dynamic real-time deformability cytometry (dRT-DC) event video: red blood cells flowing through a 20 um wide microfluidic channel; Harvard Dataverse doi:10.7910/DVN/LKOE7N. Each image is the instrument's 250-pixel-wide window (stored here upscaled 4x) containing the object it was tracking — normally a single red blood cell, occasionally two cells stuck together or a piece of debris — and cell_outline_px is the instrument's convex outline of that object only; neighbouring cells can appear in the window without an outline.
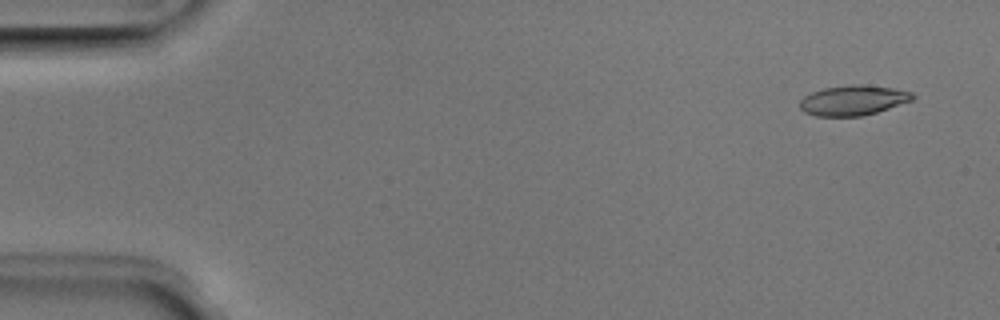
{"species": "Egyptian fruit bat (a non-hibernating species)", "species_latin": "Rousettus aegyptiacus", "temperature_condition": "room temperature", "stored_images_in_passage": 5, "camera_frame_rate_fps": 3000, "um_per_image_px": 0.085, "animal": {"sex": "male"}, "frame": {"image": 1, "passage_image": 1, "time_ms": 0.0, "image_size_px": [1000, 320], "cell_outline_px": [[916, 96], [912, 100], [876, 112], [860, 116], [816, 116], [804, 112], [800, 108], [800, 100], [804, 96], [812, 92], [824, 88], [852, 84], [860, 84], [892, 88], [912, 92]], "centroid_in_image_um": [72.5, 8.52], "position_along_channel_um": 12.5, "area_um2": 19.59}}
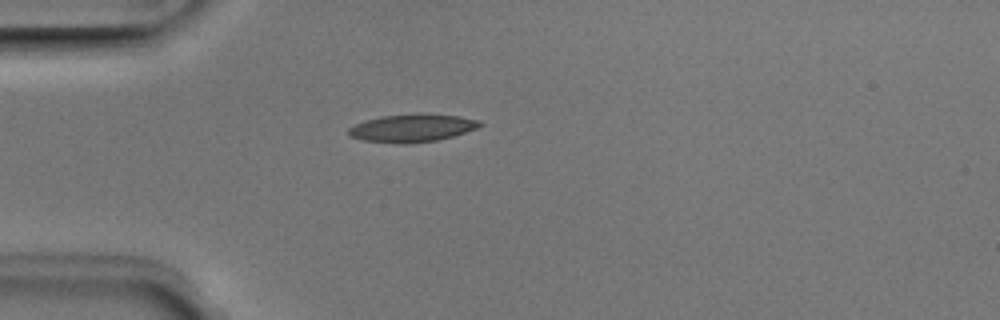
{"frame": {"image": 2, "passage_image": 3, "time_ms": 0.667, "image_size_px": [1000, 320], "cell_outline_px": [[484, 124], [476, 128], [452, 136], [436, 140], [404, 144], [364, 140], [348, 136], [348, 128], [364, 120], [380, 116], [420, 112], [460, 116], [480, 120]], "centroid_in_image_um": [35.02, 10.85], "position_along_channel_um": 50.0, "area_um2": 21.5}}